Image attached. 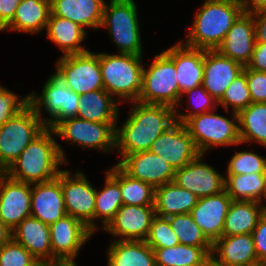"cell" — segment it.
Instances as JSON below:
<instances>
[{"label":"cell","mask_w":266,"mask_h":266,"mask_svg":"<svg viewBox=\"0 0 266 266\" xmlns=\"http://www.w3.org/2000/svg\"><path fill=\"white\" fill-rule=\"evenodd\" d=\"M134 103L120 129L116 127L115 147L124 155L149 151L152 143L175 122V109L167 105Z\"/></svg>","instance_id":"cell-1"},{"label":"cell","mask_w":266,"mask_h":266,"mask_svg":"<svg viewBox=\"0 0 266 266\" xmlns=\"http://www.w3.org/2000/svg\"><path fill=\"white\" fill-rule=\"evenodd\" d=\"M53 136V129L46 127L4 173L14 180L31 185L57 178L62 171L58 168L67 164V159Z\"/></svg>","instance_id":"cell-2"},{"label":"cell","mask_w":266,"mask_h":266,"mask_svg":"<svg viewBox=\"0 0 266 266\" xmlns=\"http://www.w3.org/2000/svg\"><path fill=\"white\" fill-rule=\"evenodd\" d=\"M201 5L183 44L202 50H217L233 23L243 13L241 6L238 0H205Z\"/></svg>","instance_id":"cell-3"},{"label":"cell","mask_w":266,"mask_h":266,"mask_svg":"<svg viewBox=\"0 0 266 266\" xmlns=\"http://www.w3.org/2000/svg\"><path fill=\"white\" fill-rule=\"evenodd\" d=\"M142 56L100 53V68L104 89L111 96L138 101L142 87Z\"/></svg>","instance_id":"cell-4"},{"label":"cell","mask_w":266,"mask_h":266,"mask_svg":"<svg viewBox=\"0 0 266 266\" xmlns=\"http://www.w3.org/2000/svg\"><path fill=\"white\" fill-rule=\"evenodd\" d=\"M138 102L167 105L174 109L180 103L175 64L164 51L155 55L148 69L143 68Z\"/></svg>","instance_id":"cell-5"},{"label":"cell","mask_w":266,"mask_h":266,"mask_svg":"<svg viewBox=\"0 0 266 266\" xmlns=\"http://www.w3.org/2000/svg\"><path fill=\"white\" fill-rule=\"evenodd\" d=\"M138 11L134 0H110L104 4L102 27H107L109 34L119 50L142 56V41L138 22Z\"/></svg>","instance_id":"cell-6"},{"label":"cell","mask_w":266,"mask_h":266,"mask_svg":"<svg viewBox=\"0 0 266 266\" xmlns=\"http://www.w3.org/2000/svg\"><path fill=\"white\" fill-rule=\"evenodd\" d=\"M45 128L31 105L0 126V170L5 172Z\"/></svg>","instance_id":"cell-7"},{"label":"cell","mask_w":266,"mask_h":266,"mask_svg":"<svg viewBox=\"0 0 266 266\" xmlns=\"http://www.w3.org/2000/svg\"><path fill=\"white\" fill-rule=\"evenodd\" d=\"M232 114L233 119L230 120L209 111L193 116L184 123L201 155L213 146L241 143L238 113Z\"/></svg>","instance_id":"cell-8"},{"label":"cell","mask_w":266,"mask_h":266,"mask_svg":"<svg viewBox=\"0 0 266 266\" xmlns=\"http://www.w3.org/2000/svg\"><path fill=\"white\" fill-rule=\"evenodd\" d=\"M41 93L42 95L39 97L34 92L30 94V105L35 109L36 114L46 127L53 128L62 120L76 117L79 94L67 87V82L58 69L46 81ZM43 106L54 119L41 118Z\"/></svg>","instance_id":"cell-9"},{"label":"cell","mask_w":266,"mask_h":266,"mask_svg":"<svg viewBox=\"0 0 266 266\" xmlns=\"http://www.w3.org/2000/svg\"><path fill=\"white\" fill-rule=\"evenodd\" d=\"M117 123H99L69 118L58 122L52 129L56 136L77 143L83 148H95L104 152L115 149Z\"/></svg>","instance_id":"cell-10"},{"label":"cell","mask_w":266,"mask_h":266,"mask_svg":"<svg viewBox=\"0 0 266 266\" xmlns=\"http://www.w3.org/2000/svg\"><path fill=\"white\" fill-rule=\"evenodd\" d=\"M64 76L67 87L76 94L82 95L93 90L104 89L100 53L87 51L80 54L61 57L56 65Z\"/></svg>","instance_id":"cell-11"},{"label":"cell","mask_w":266,"mask_h":266,"mask_svg":"<svg viewBox=\"0 0 266 266\" xmlns=\"http://www.w3.org/2000/svg\"><path fill=\"white\" fill-rule=\"evenodd\" d=\"M61 188L67 215L80 220L94 233L98 228L94 222L96 189L80 171L72 177L70 171H61Z\"/></svg>","instance_id":"cell-12"},{"label":"cell","mask_w":266,"mask_h":266,"mask_svg":"<svg viewBox=\"0 0 266 266\" xmlns=\"http://www.w3.org/2000/svg\"><path fill=\"white\" fill-rule=\"evenodd\" d=\"M52 265L59 261H75L80 248L93 234L80 220L65 215L49 225Z\"/></svg>","instance_id":"cell-13"},{"label":"cell","mask_w":266,"mask_h":266,"mask_svg":"<svg viewBox=\"0 0 266 266\" xmlns=\"http://www.w3.org/2000/svg\"><path fill=\"white\" fill-rule=\"evenodd\" d=\"M149 151L164 159L175 170L200 155L185 125L177 121L155 139Z\"/></svg>","instance_id":"cell-14"},{"label":"cell","mask_w":266,"mask_h":266,"mask_svg":"<svg viewBox=\"0 0 266 266\" xmlns=\"http://www.w3.org/2000/svg\"><path fill=\"white\" fill-rule=\"evenodd\" d=\"M199 155L186 166L175 170L173 182L187 189L198 198L216 195L225 190V175L219 174L212 166L202 163ZM225 176V177H224Z\"/></svg>","instance_id":"cell-15"},{"label":"cell","mask_w":266,"mask_h":266,"mask_svg":"<svg viewBox=\"0 0 266 266\" xmlns=\"http://www.w3.org/2000/svg\"><path fill=\"white\" fill-rule=\"evenodd\" d=\"M117 165L130 177L148 183L154 188L174 180L175 169L150 151L124 155Z\"/></svg>","instance_id":"cell-16"},{"label":"cell","mask_w":266,"mask_h":266,"mask_svg":"<svg viewBox=\"0 0 266 266\" xmlns=\"http://www.w3.org/2000/svg\"><path fill=\"white\" fill-rule=\"evenodd\" d=\"M31 184L17 181L6 173L0 175V220L13 230L31 216Z\"/></svg>","instance_id":"cell-17"},{"label":"cell","mask_w":266,"mask_h":266,"mask_svg":"<svg viewBox=\"0 0 266 266\" xmlns=\"http://www.w3.org/2000/svg\"><path fill=\"white\" fill-rule=\"evenodd\" d=\"M232 201L224 190L216 195L198 198L190 212L194 222L212 244L223 236L225 217Z\"/></svg>","instance_id":"cell-18"},{"label":"cell","mask_w":266,"mask_h":266,"mask_svg":"<svg viewBox=\"0 0 266 266\" xmlns=\"http://www.w3.org/2000/svg\"><path fill=\"white\" fill-rule=\"evenodd\" d=\"M244 70L240 63L223 56L217 50H204L202 86L217 101Z\"/></svg>","instance_id":"cell-19"},{"label":"cell","mask_w":266,"mask_h":266,"mask_svg":"<svg viewBox=\"0 0 266 266\" xmlns=\"http://www.w3.org/2000/svg\"><path fill=\"white\" fill-rule=\"evenodd\" d=\"M154 216V206L123 204L116 212L114 219L103 230L114 236L123 237L121 240L144 241Z\"/></svg>","instance_id":"cell-20"},{"label":"cell","mask_w":266,"mask_h":266,"mask_svg":"<svg viewBox=\"0 0 266 266\" xmlns=\"http://www.w3.org/2000/svg\"><path fill=\"white\" fill-rule=\"evenodd\" d=\"M32 186L31 216L51 225L67 215L61 188V172L51 181L32 184Z\"/></svg>","instance_id":"cell-21"},{"label":"cell","mask_w":266,"mask_h":266,"mask_svg":"<svg viewBox=\"0 0 266 266\" xmlns=\"http://www.w3.org/2000/svg\"><path fill=\"white\" fill-rule=\"evenodd\" d=\"M213 266H252L257 263L251 234L222 236L212 244Z\"/></svg>","instance_id":"cell-22"},{"label":"cell","mask_w":266,"mask_h":266,"mask_svg":"<svg viewBox=\"0 0 266 266\" xmlns=\"http://www.w3.org/2000/svg\"><path fill=\"white\" fill-rule=\"evenodd\" d=\"M255 44L253 15L242 13L229 29L217 51L245 67L251 60Z\"/></svg>","instance_id":"cell-23"},{"label":"cell","mask_w":266,"mask_h":266,"mask_svg":"<svg viewBox=\"0 0 266 266\" xmlns=\"http://www.w3.org/2000/svg\"><path fill=\"white\" fill-rule=\"evenodd\" d=\"M164 52L174 61L181 101L185 91L202 85L204 50L178 42Z\"/></svg>","instance_id":"cell-24"},{"label":"cell","mask_w":266,"mask_h":266,"mask_svg":"<svg viewBox=\"0 0 266 266\" xmlns=\"http://www.w3.org/2000/svg\"><path fill=\"white\" fill-rule=\"evenodd\" d=\"M11 233L12 239L26 248L38 261L52 264L49 225L28 216Z\"/></svg>","instance_id":"cell-25"},{"label":"cell","mask_w":266,"mask_h":266,"mask_svg":"<svg viewBox=\"0 0 266 266\" xmlns=\"http://www.w3.org/2000/svg\"><path fill=\"white\" fill-rule=\"evenodd\" d=\"M105 0H50L51 15L69 19L84 29L101 27Z\"/></svg>","instance_id":"cell-26"},{"label":"cell","mask_w":266,"mask_h":266,"mask_svg":"<svg viewBox=\"0 0 266 266\" xmlns=\"http://www.w3.org/2000/svg\"><path fill=\"white\" fill-rule=\"evenodd\" d=\"M198 197L181 188L174 182L155 188V215L168 218L178 214H187L196 206Z\"/></svg>","instance_id":"cell-27"},{"label":"cell","mask_w":266,"mask_h":266,"mask_svg":"<svg viewBox=\"0 0 266 266\" xmlns=\"http://www.w3.org/2000/svg\"><path fill=\"white\" fill-rule=\"evenodd\" d=\"M76 117L99 123H117V101L105 89L79 95Z\"/></svg>","instance_id":"cell-28"},{"label":"cell","mask_w":266,"mask_h":266,"mask_svg":"<svg viewBox=\"0 0 266 266\" xmlns=\"http://www.w3.org/2000/svg\"><path fill=\"white\" fill-rule=\"evenodd\" d=\"M107 266H156L154 250L142 240H113Z\"/></svg>","instance_id":"cell-29"},{"label":"cell","mask_w":266,"mask_h":266,"mask_svg":"<svg viewBox=\"0 0 266 266\" xmlns=\"http://www.w3.org/2000/svg\"><path fill=\"white\" fill-rule=\"evenodd\" d=\"M51 14L50 0H21L13 19L1 30L37 33L46 29Z\"/></svg>","instance_id":"cell-30"},{"label":"cell","mask_w":266,"mask_h":266,"mask_svg":"<svg viewBox=\"0 0 266 266\" xmlns=\"http://www.w3.org/2000/svg\"><path fill=\"white\" fill-rule=\"evenodd\" d=\"M47 37L58 45L62 56L87 52L80 43L86 38V30L79 24L59 16L51 15L46 26Z\"/></svg>","instance_id":"cell-31"},{"label":"cell","mask_w":266,"mask_h":266,"mask_svg":"<svg viewBox=\"0 0 266 266\" xmlns=\"http://www.w3.org/2000/svg\"><path fill=\"white\" fill-rule=\"evenodd\" d=\"M263 215L255 201H232L225 217L223 236L251 234Z\"/></svg>","instance_id":"cell-32"},{"label":"cell","mask_w":266,"mask_h":266,"mask_svg":"<svg viewBox=\"0 0 266 266\" xmlns=\"http://www.w3.org/2000/svg\"><path fill=\"white\" fill-rule=\"evenodd\" d=\"M212 247L176 245L154 250L156 266H204L211 260Z\"/></svg>","instance_id":"cell-33"},{"label":"cell","mask_w":266,"mask_h":266,"mask_svg":"<svg viewBox=\"0 0 266 266\" xmlns=\"http://www.w3.org/2000/svg\"><path fill=\"white\" fill-rule=\"evenodd\" d=\"M120 185L125 205L154 206L155 188L126 174L117 164L107 171Z\"/></svg>","instance_id":"cell-34"},{"label":"cell","mask_w":266,"mask_h":266,"mask_svg":"<svg viewBox=\"0 0 266 266\" xmlns=\"http://www.w3.org/2000/svg\"><path fill=\"white\" fill-rule=\"evenodd\" d=\"M266 183V173L227 174L225 191L234 201L259 202Z\"/></svg>","instance_id":"cell-35"},{"label":"cell","mask_w":266,"mask_h":266,"mask_svg":"<svg viewBox=\"0 0 266 266\" xmlns=\"http://www.w3.org/2000/svg\"><path fill=\"white\" fill-rule=\"evenodd\" d=\"M242 143L257 141L266 147V103H251L238 113Z\"/></svg>","instance_id":"cell-36"},{"label":"cell","mask_w":266,"mask_h":266,"mask_svg":"<svg viewBox=\"0 0 266 266\" xmlns=\"http://www.w3.org/2000/svg\"><path fill=\"white\" fill-rule=\"evenodd\" d=\"M105 187L96 190L94 220L101 218L103 229L114 219L116 212L123 205L119 183L106 172Z\"/></svg>","instance_id":"cell-37"},{"label":"cell","mask_w":266,"mask_h":266,"mask_svg":"<svg viewBox=\"0 0 266 266\" xmlns=\"http://www.w3.org/2000/svg\"><path fill=\"white\" fill-rule=\"evenodd\" d=\"M168 220L180 244L195 247H212V243L194 222L190 213L171 216L168 217Z\"/></svg>","instance_id":"cell-38"},{"label":"cell","mask_w":266,"mask_h":266,"mask_svg":"<svg viewBox=\"0 0 266 266\" xmlns=\"http://www.w3.org/2000/svg\"><path fill=\"white\" fill-rule=\"evenodd\" d=\"M251 103L252 99L247 85L245 66L243 72L238 75L225 90L218 104L222 105L226 112H229V105H231L232 111L239 113Z\"/></svg>","instance_id":"cell-39"},{"label":"cell","mask_w":266,"mask_h":266,"mask_svg":"<svg viewBox=\"0 0 266 266\" xmlns=\"http://www.w3.org/2000/svg\"><path fill=\"white\" fill-rule=\"evenodd\" d=\"M153 250L179 245L168 218L155 215L152 219L147 238L144 240Z\"/></svg>","instance_id":"cell-40"},{"label":"cell","mask_w":266,"mask_h":266,"mask_svg":"<svg viewBox=\"0 0 266 266\" xmlns=\"http://www.w3.org/2000/svg\"><path fill=\"white\" fill-rule=\"evenodd\" d=\"M228 163V174L266 173V158L252 151L237 152Z\"/></svg>","instance_id":"cell-41"},{"label":"cell","mask_w":266,"mask_h":266,"mask_svg":"<svg viewBox=\"0 0 266 266\" xmlns=\"http://www.w3.org/2000/svg\"><path fill=\"white\" fill-rule=\"evenodd\" d=\"M184 93L188 94L190 99L193 101L194 105L197 106L198 111L191 110L192 107H188L187 110L190 112L189 114H182L178 113L177 109L175 110V119L177 122L185 123L189 118L209 112L211 110L216 111L218 108V101L215 100L205 89L202 85L197 86L193 89H189ZM194 97V98H193ZM216 105V106H215ZM215 109V110H214Z\"/></svg>","instance_id":"cell-42"},{"label":"cell","mask_w":266,"mask_h":266,"mask_svg":"<svg viewBox=\"0 0 266 266\" xmlns=\"http://www.w3.org/2000/svg\"><path fill=\"white\" fill-rule=\"evenodd\" d=\"M38 260L12 238L0 247V266H32Z\"/></svg>","instance_id":"cell-43"},{"label":"cell","mask_w":266,"mask_h":266,"mask_svg":"<svg viewBox=\"0 0 266 266\" xmlns=\"http://www.w3.org/2000/svg\"><path fill=\"white\" fill-rule=\"evenodd\" d=\"M30 105V95L20 99L0 85V126Z\"/></svg>","instance_id":"cell-44"},{"label":"cell","mask_w":266,"mask_h":266,"mask_svg":"<svg viewBox=\"0 0 266 266\" xmlns=\"http://www.w3.org/2000/svg\"><path fill=\"white\" fill-rule=\"evenodd\" d=\"M246 78L252 103H266V72L246 67Z\"/></svg>","instance_id":"cell-45"},{"label":"cell","mask_w":266,"mask_h":266,"mask_svg":"<svg viewBox=\"0 0 266 266\" xmlns=\"http://www.w3.org/2000/svg\"><path fill=\"white\" fill-rule=\"evenodd\" d=\"M259 262H266V214H263L251 233Z\"/></svg>","instance_id":"cell-46"},{"label":"cell","mask_w":266,"mask_h":266,"mask_svg":"<svg viewBox=\"0 0 266 266\" xmlns=\"http://www.w3.org/2000/svg\"><path fill=\"white\" fill-rule=\"evenodd\" d=\"M246 67L251 70L266 72V43L256 42L251 60Z\"/></svg>","instance_id":"cell-47"},{"label":"cell","mask_w":266,"mask_h":266,"mask_svg":"<svg viewBox=\"0 0 266 266\" xmlns=\"http://www.w3.org/2000/svg\"><path fill=\"white\" fill-rule=\"evenodd\" d=\"M21 0H0V31L13 19Z\"/></svg>","instance_id":"cell-48"},{"label":"cell","mask_w":266,"mask_h":266,"mask_svg":"<svg viewBox=\"0 0 266 266\" xmlns=\"http://www.w3.org/2000/svg\"><path fill=\"white\" fill-rule=\"evenodd\" d=\"M252 15L255 24L256 42L266 43V11L255 12Z\"/></svg>","instance_id":"cell-49"},{"label":"cell","mask_w":266,"mask_h":266,"mask_svg":"<svg viewBox=\"0 0 266 266\" xmlns=\"http://www.w3.org/2000/svg\"><path fill=\"white\" fill-rule=\"evenodd\" d=\"M238 2L245 14L266 11V0H238Z\"/></svg>","instance_id":"cell-50"},{"label":"cell","mask_w":266,"mask_h":266,"mask_svg":"<svg viewBox=\"0 0 266 266\" xmlns=\"http://www.w3.org/2000/svg\"><path fill=\"white\" fill-rule=\"evenodd\" d=\"M12 238L11 229H9L1 220H0V247L7 243Z\"/></svg>","instance_id":"cell-51"},{"label":"cell","mask_w":266,"mask_h":266,"mask_svg":"<svg viewBox=\"0 0 266 266\" xmlns=\"http://www.w3.org/2000/svg\"><path fill=\"white\" fill-rule=\"evenodd\" d=\"M53 266H77L75 261H59Z\"/></svg>","instance_id":"cell-52"},{"label":"cell","mask_w":266,"mask_h":266,"mask_svg":"<svg viewBox=\"0 0 266 266\" xmlns=\"http://www.w3.org/2000/svg\"><path fill=\"white\" fill-rule=\"evenodd\" d=\"M265 198L266 199V183H265V187H264V191L263 194L258 202L259 206L261 207V210L263 212V214H266V206H262V199Z\"/></svg>","instance_id":"cell-53"},{"label":"cell","mask_w":266,"mask_h":266,"mask_svg":"<svg viewBox=\"0 0 266 266\" xmlns=\"http://www.w3.org/2000/svg\"><path fill=\"white\" fill-rule=\"evenodd\" d=\"M32 266H53L52 264L45 262V261H37L34 265Z\"/></svg>","instance_id":"cell-54"},{"label":"cell","mask_w":266,"mask_h":266,"mask_svg":"<svg viewBox=\"0 0 266 266\" xmlns=\"http://www.w3.org/2000/svg\"><path fill=\"white\" fill-rule=\"evenodd\" d=\"M252 266H266V263H262V262H260V263H257V264H255V265H252Z\"/></svg>","instance_id":"cell-55"},{"label":"cell","mask_w":266,"mask_h":266,"mask_svg":"<svg viewBox=\"0 0 266 266\" xmlns=\"http://www.w3.org/2000/svg\"><path fill=\"white\" fill-rule=\"evenodd\" d=\"M204 266H213L212 260H210L206 265Z\"/></svg>","instance_id":"cell-56"}]
</instances>
